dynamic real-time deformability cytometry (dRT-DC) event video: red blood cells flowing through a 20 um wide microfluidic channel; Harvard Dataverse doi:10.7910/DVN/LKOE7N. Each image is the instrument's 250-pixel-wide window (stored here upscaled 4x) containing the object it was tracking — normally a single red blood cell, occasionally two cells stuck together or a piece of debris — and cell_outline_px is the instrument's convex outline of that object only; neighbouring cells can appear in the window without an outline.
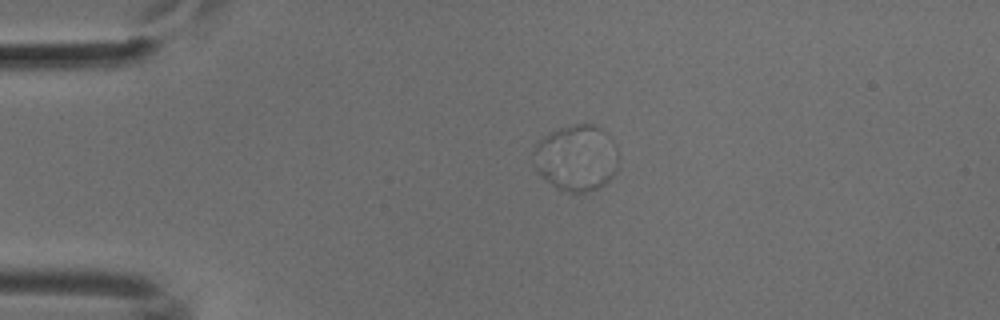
{"species": "common noctule bat (a hibernating species)", "species_latin": "Nyctalus noctula", "temperature_condition": "cold", "stored_images_in_passage": 49, "segment_of_instrument_passage": [1, 2], "camera_frame_rate_fps": 3000, "um_per_image_px": 0.085, "animal": {"sex": "male", "body_mass_g": 18.8}, "frame": {"image": 1, "passage_image": 8, "time_ms": 2.333, "image_size_px": [1000, 320], "cell_outline_px": [[620, 156], [616, 168], [612, 176], [604, 184], [596, 188], [584, 192], [568, 192], [556, 188], [536, 168], [616, 152]], "centroid_in_image_um": [49.44, 14.7], "position_along_channel_um": 35.6, "area_um2": 14.74}}